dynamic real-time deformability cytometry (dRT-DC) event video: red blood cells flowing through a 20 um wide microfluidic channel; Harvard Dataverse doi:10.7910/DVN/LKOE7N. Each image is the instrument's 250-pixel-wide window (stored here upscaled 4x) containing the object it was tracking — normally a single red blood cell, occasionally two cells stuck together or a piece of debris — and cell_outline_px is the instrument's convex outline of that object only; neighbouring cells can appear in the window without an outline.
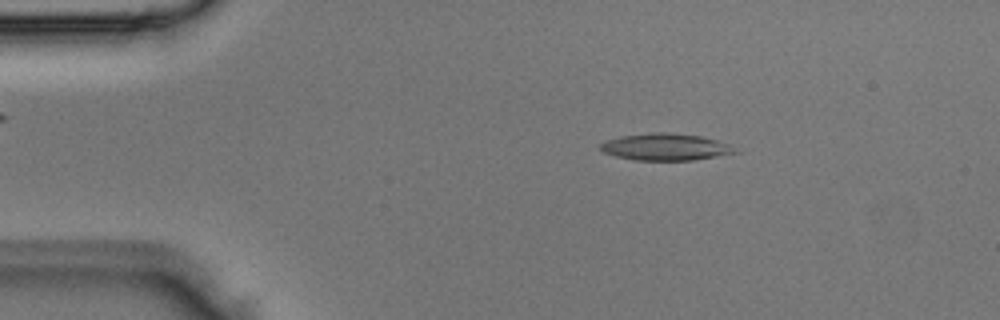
{"species": "Egyptian fruit bat (a non-hibernating species)", "species_latin": "Rousettus aegyptiacus", "temperature_condition": "room temperature", "stored_images_in_passage": 2, "camera_frame_rate_fps": 3000, "um_per_image_px": 0.085, "animal": {"sex": "male"}, "frame": {"image": 1, "passage_image": 1, "time_ms": 0.0, "image_size_px": [1000, 320], "cell_outline_px": [[740, 152], [692, 160], [632, 160], [616, 156], [604, 152], [600, 148], [600, 144], [608, 140], [620, 136], [652, 132], [668, 132], [700, 136], [716, 140]], "centroid_in_image_um": [56.51, 12.49], "position_along_channel_um": 28.5, "area_um2": 20.75}}